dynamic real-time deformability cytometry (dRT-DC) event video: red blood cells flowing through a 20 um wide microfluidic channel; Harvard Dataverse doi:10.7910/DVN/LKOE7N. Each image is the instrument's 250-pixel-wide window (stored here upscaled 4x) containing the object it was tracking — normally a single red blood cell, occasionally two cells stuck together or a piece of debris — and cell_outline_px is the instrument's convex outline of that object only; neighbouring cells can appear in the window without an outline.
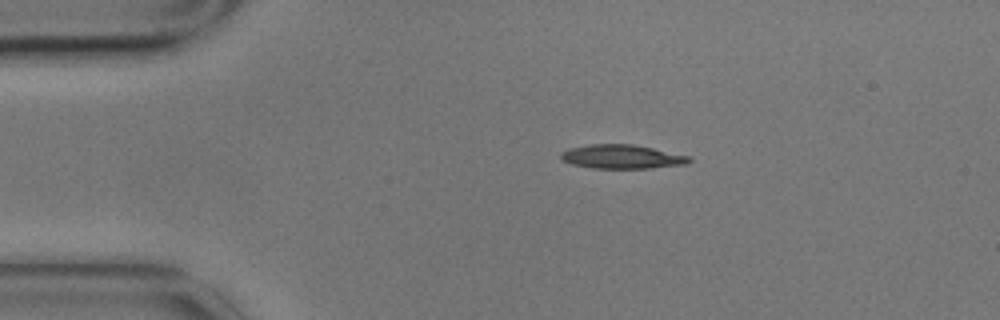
{"species": "common noctule bat (a hibernating species)", "species_latin": "Nyctalus noctula", "temperature_condition": "cold", "stored_images_in_passage": 3, "camera_frame_rate_fps": 3000, "um_per_image_px": 0.085, "animal": {"sex": "male", "body_mass_g": 17.9}, "frame": {"image": 1, "passage_image": 1, "time_ms": 0.0, "image_size_px": [1000, 320], "cell_outline_px": [[692, 160], [688, 164], [652, 168], [592, 168], [572, 164], [560, 160], [560, 152], [568, 148], [592, 144], [632, 144], [692, 156]], "centroid_in_image_um": [52.87, 13.32], "position_along_channel_um": 32.1, "area_um2": 18.09}}
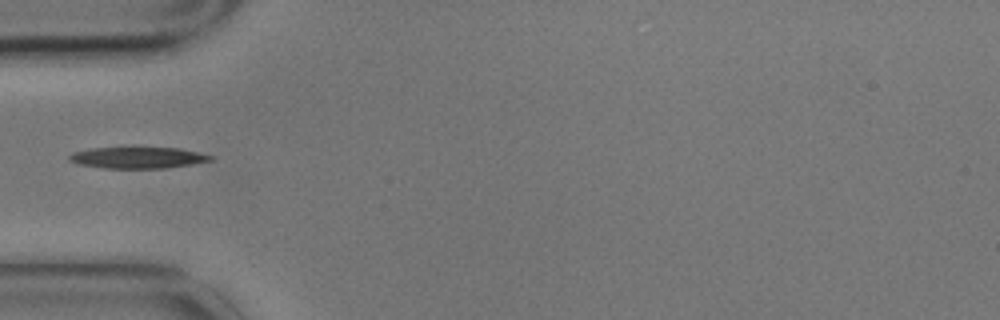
{"frame": {"image": 2, "passage_image": 3, "time_ms": 0.667, "image_size_px": [1000, 320], "cell_outline_px": [[212, 160], [164, 168], [100, 168], [76, 164], [68, 160], [68, 156], [72, 152], [92, 148], [180, 148], [212, 156]], "centroid_in_image_um": [11.6, 13.41], "position_along_channel_um": 73.4, "area_um2": 17.34}}